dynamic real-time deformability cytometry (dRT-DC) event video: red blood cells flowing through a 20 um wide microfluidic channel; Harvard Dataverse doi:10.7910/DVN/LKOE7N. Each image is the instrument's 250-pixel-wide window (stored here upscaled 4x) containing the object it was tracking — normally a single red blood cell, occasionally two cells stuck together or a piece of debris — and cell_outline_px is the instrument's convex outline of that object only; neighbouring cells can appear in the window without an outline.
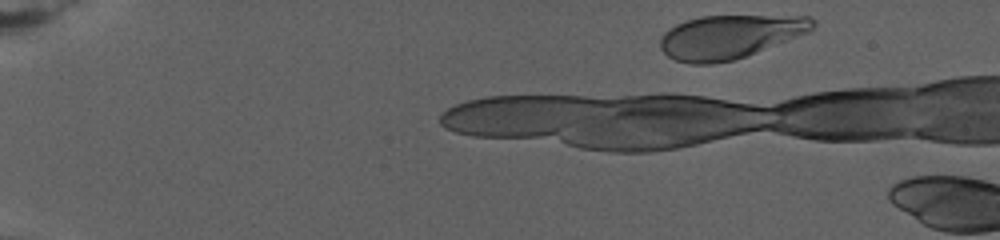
{"species": "human", "species_latin": "Homo sapiens", "temperature_condition": "warm", "stored_images_in_passage": 8, "camera_frame_rate_fps": 3000, "um_per_image_px": 0.085, "donor": {"sex": "female"}, "frame": {"image": 1, "passage_image": 2, "time_ms": 0.333, "image_size_px": [1000, 240], "cell_outline_px": [[816, 24], [808, 32], [744, 56], [732, 60], [712, 64], [692, 64], [676, 60], [668, 56], [660, 48], [660, 36], [668, 28], [676, 24], [700, 16], [812, 16], [816, 20]], "centroid_in_image_um": [61.99, 3.11], "position_along_channel_um": 23.0, "area_um2": 38.44}}